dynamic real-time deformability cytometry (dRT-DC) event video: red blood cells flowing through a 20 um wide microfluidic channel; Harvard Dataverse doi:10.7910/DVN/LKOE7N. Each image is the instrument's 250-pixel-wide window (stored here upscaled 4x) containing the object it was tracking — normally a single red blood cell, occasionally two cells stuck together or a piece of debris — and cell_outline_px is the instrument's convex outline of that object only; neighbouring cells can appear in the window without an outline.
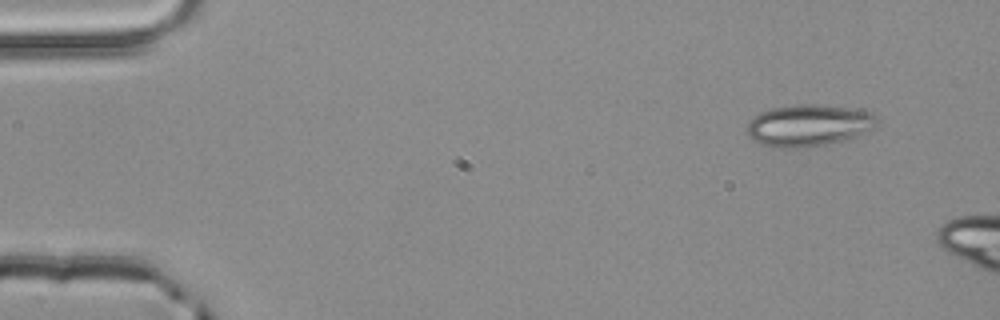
{"species": "common noctule bat (a hibernating species)", "species_latin": "Nyctalus noctula", "temperature_condition": "room temperature", "stored_images_in_passage": 3, "camera_frame_rate_fps": 3000, "um_per_image_px": 0.085, "animal": {"sex": "male", "body_mass_g": 20.4}, "frame": {"image": 1, "passage_image": 1, "time_ms": 0.0, "image_size_px": [1000, 320], "cell_outline_px": [[876, 128], [856, 136], [844, 140], [824, 144], [800, 148], [772, 148], [752, 140], [744, 132], [748, 120], [760, 112], [772, 108], [796, 104], [816, 104], [872, 112], [876, 116]], "centroid_in_image_um": [68.66, 10.67], "position_along_channel_um": 16.3, "area_um2": 31.85}}